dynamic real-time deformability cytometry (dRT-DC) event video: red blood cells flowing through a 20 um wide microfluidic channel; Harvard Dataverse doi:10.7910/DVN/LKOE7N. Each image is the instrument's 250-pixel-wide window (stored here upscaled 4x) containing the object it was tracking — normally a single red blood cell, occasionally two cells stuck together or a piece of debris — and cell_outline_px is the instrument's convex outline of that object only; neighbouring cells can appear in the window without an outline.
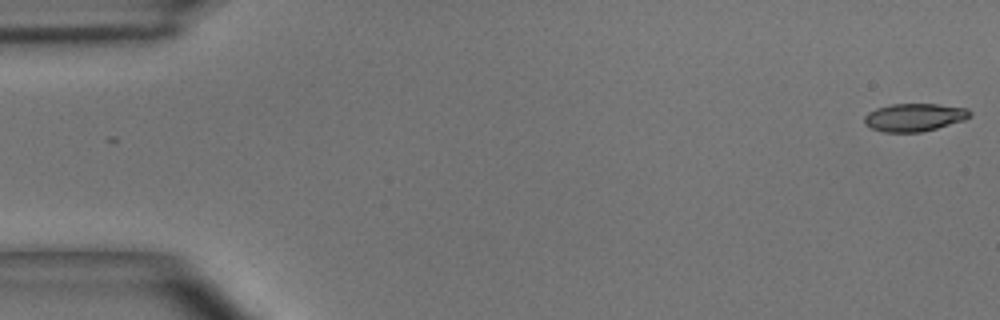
{"species": "common noctule bat (a hibernating species)", "species_latin": "Nyctalus noctula", "temperature_condition": "room temperature", "stored_images_in_passage": 5, "camera_frame_rate_fps": 3000, "um_per_image_px": 0.085, "animal": {"sex": "male", "body_mass_g": 15.6}, "frame": {"image": 1, "passage_image": 1, "time_ms": 0.0, "image_size_px": [1000, 320], "cell_outline_px": [[972, 116], [964, 120], [936, 128], [920, 132], [884, 132], [872, 128], [864, 124], [864, 116], [868, 112], [876, 108], [892, 104], [936, 104], [968, 108], [972, 112]], "centroid_in_image_um": [77.72, 9.96], "position_along_channel_um": 7.3, "area_um2": 17.17}}